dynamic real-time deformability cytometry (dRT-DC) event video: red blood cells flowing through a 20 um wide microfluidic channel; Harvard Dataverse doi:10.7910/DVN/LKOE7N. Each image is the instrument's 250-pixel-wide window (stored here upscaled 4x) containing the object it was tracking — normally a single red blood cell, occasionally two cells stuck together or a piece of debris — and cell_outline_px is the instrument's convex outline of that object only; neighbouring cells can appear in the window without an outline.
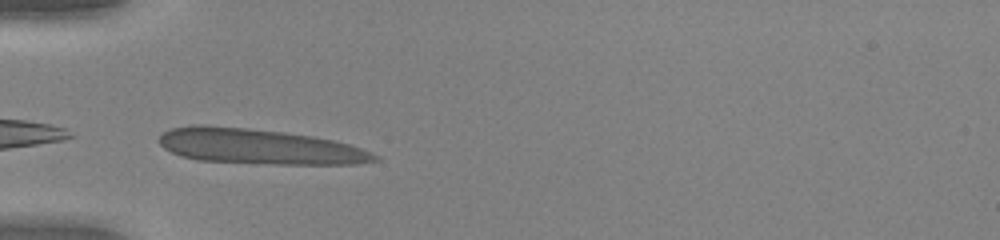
{"species": "human", "species_latin": "Homo sapiens", "temperature_condition": "warm", "stored_images_in_passage": 35, "camera_frame_rate_fps": 3000, "um_per_image_px": 0.085, "donor": {"sex": "female"}, "frame": {"image": 1, "passage_image": 1, "time_ms": 0.0, "image_size_px": [1000, 240], "cell_outline_px": [[380, 160], [356, 164], [276, 164], [196, 160], [180, 156], [164, 148], [156, 140], [164, 132], [172, 128], [192, 124], [204, 124], [248, 128], [284, 132], [312, 136], [332, 140], [348, 144], [372, 152], [380, 156]], "centroid_in_image_um": [22.0, 12.45], "position_along_channel_um": 63.0, "area_um2": 44.45}}
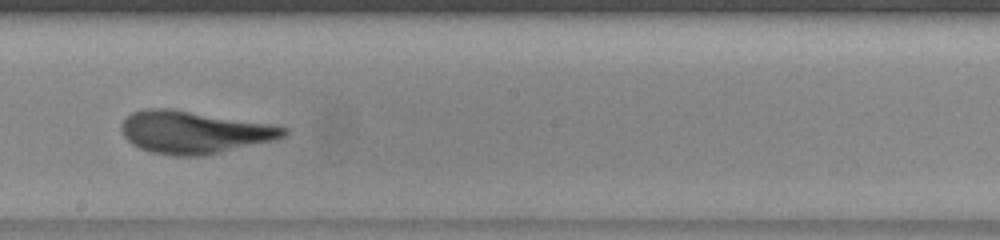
{"frame": {"image": 2, "passage_image": 14, "time_ms": 4.333, "image_size_px": [1000, 240], "cell_outline_px": [[288, 132], [284, 136], [276, 140], [204, 156], [172, 156], [152, 152], [140, 148], [132, 144], [124, 136], [120, 128], [120, 124], [132, 112], [144, 108], [172, 108], [276, 124], [288, 128]], "centroid_in_image_um": [16.53, 11.23], "position_along_channel_um": 231.7, "area_um2": 40.81}}
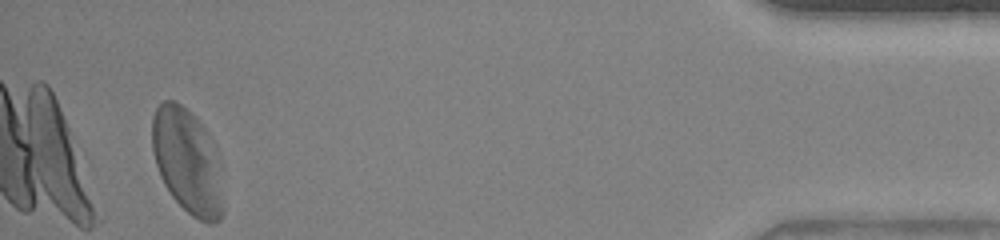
{"frame": {"image": 3, "passage_image": 33, "time_ms": 10.667, "image_size_px": [1000, 240], "cell_outline_px": [[224, 212], [220, 220], [216, 224], [208, 224], [192, 216], [172, 196], [164, 184], [160, 176], [156, 164], [152, 148], [152, 116], [156, 108], [164, 100], [176, 100], [192, 112], [216, 144]], "centroid_in_image_um": [15.94, 13.7], "position_along_channel_um": 419.3, "area_um2": 43.75}, "authors_computed_cell_mechanics": {"area_um2": 39.9398, "velocity_mm_per_s": 3.9981, "shape_relaxation_time_tau1_ms": 7.664, "shape_relaxation_time_tau2_ms": null, "deformation_change_tau1": 0.3542, "deformation_change_tau2": null}}